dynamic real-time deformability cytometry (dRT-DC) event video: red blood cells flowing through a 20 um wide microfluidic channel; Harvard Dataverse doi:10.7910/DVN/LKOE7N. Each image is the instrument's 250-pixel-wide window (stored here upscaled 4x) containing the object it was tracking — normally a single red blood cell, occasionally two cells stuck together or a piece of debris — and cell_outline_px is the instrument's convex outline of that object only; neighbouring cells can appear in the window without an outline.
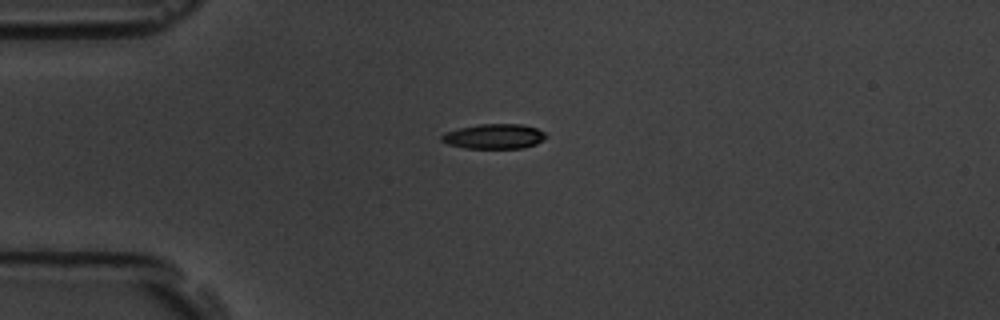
{"species": "common noctule bat (a hibernating species)", "species_latin": "Nyctalus noctula", "temperature_condition": "room temperature", "stored_images_in_passage": 2, "camera_frame_rate_fps": 3000, "um_per_image_px": 0.085, "animal": {"sex": "male", "body_mass_g": 19.5, "forearm_length_mm": 54.6}, "frame": {"image": 1, "passage_image": 1, "time_ms": 0.0, "image_size_px": [1000, 320], "cell_outline_px": [[548, 136], [544, 140], [536, 144], [520, 148], [464, 148], [448, 144], [440, 140], [440, 136], [444, 132], [460, 128], [480, 124], [520, 124], [536, 128], [544, 132]], "centroid_in_image_um": [41.99, 11.59], "position_along_channel_um": 43.0, "area_um2": 15.14}}